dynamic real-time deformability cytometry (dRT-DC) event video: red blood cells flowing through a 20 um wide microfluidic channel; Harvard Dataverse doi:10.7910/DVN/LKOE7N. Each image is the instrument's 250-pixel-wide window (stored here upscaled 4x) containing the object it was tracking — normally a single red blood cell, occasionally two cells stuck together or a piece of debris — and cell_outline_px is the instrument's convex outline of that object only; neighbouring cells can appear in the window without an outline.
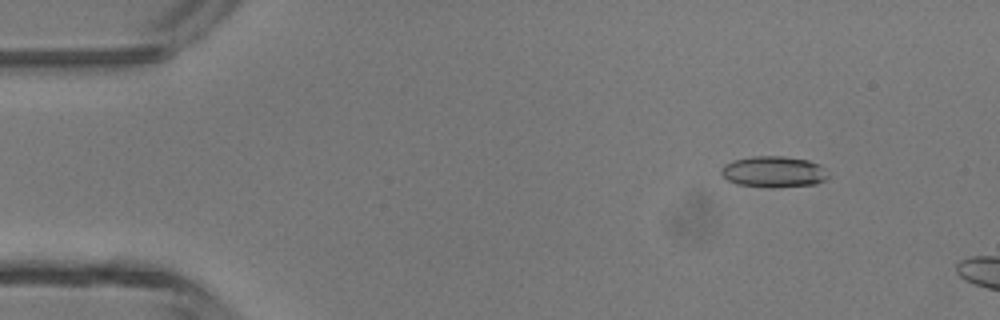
{"species": "common noctule bat (a hibernating species)", "species_latin": "Nyctalus noctula", "temperature_condition": "room temperature", "stored_images_in_passage": 13, "camera_frame_rate_fps": 3000, "um_per_image_px": 0.085, "animal": {"sex": "male", "body_mass_g": 13.3}, "frame": {"image": 1, "passage_image": 6, "time_ms": 1.667, "image_size_px": [1000, 320], "cell_outline_px": [[828, 176], [824, 180], [816, 184], [776, 188], [768, 188], [736, 184], [728, 180], [720, 172], [720, 168], [724, 164], [732, 160], [752, 156], [784, 156], [808, 160], [820, 164]], "centroid_in_image_um": [65.72, 14.6], "position_along_channel_um": 19.3, "area_um2": 19.65}}